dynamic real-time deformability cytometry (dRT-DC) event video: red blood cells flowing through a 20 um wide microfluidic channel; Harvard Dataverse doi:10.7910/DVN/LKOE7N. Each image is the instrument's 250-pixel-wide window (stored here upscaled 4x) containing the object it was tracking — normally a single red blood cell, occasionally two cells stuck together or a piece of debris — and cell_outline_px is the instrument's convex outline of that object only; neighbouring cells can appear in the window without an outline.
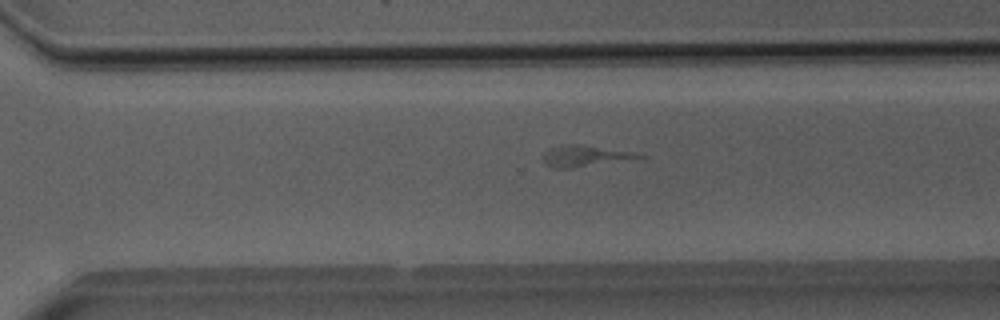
{"species": "Egyptian fruit bat (a non-hibernating species)", "species_latin": "Rousettus aegyptiacus", "temperature_condition": "room temperature", "stored_images_in_passage": 35, "camera_frame_rate_fps": 3000, "um_per_image_px": 0.085, "animal": {"sex": "male"}, "frame": {"image": 1, "passage_image": 21, "time_ms": 6.667, "image_size_px": [1000, 320], "cell_outline_px": [[648, 156], [572, 168], [552, 168], [544, 164], [544, 152], [552, 148], [564, 144], [576, 144], [632, 152]], "centroid_in_image_um": [49.62, 13.26], "position_along_channel_um": 321.0, "area_um2": 11.33}}
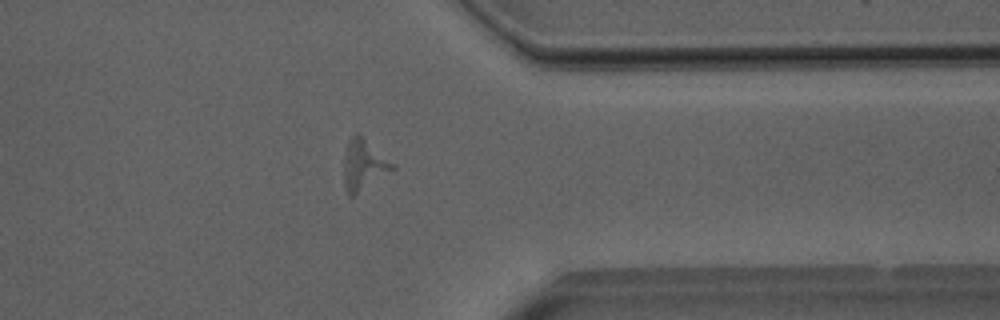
{"frame": {"image": 2, "passage_image": 26, "time_ms": 8.333, "image_size_px": [1000, 320], "cell_outline_px": [[396, 168], [352, 196], [348, 196], [344, 188], [344, 160], [348, 140], [356, 132], [360, 132], [396, 164]], "centroid_in_image_um": [30.93, 13.96], "position_along_channel_um": 380.5, "area_um2": 14.57}}
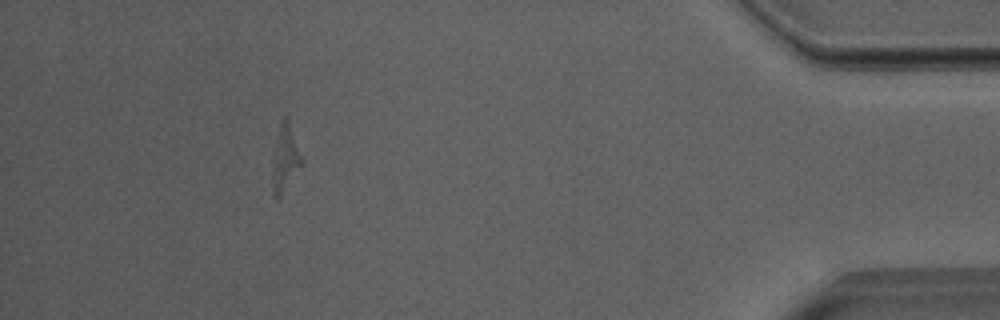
{"frame": {"image": 3, "passage_image": 32, "time_ms": 10.333, "image_size_px": [1000, 320], "cell_outline_px": [[304, 164], [280, 200], [276, 200], [272, 192], [272, 164], [276, 140], [280, 124], [284, 116], [288, 116], [304, 160]], "centroid_in_image_um": [24.27, 13.54], "position_along_channel_um": 410.9, "area_um2": 12.02}}